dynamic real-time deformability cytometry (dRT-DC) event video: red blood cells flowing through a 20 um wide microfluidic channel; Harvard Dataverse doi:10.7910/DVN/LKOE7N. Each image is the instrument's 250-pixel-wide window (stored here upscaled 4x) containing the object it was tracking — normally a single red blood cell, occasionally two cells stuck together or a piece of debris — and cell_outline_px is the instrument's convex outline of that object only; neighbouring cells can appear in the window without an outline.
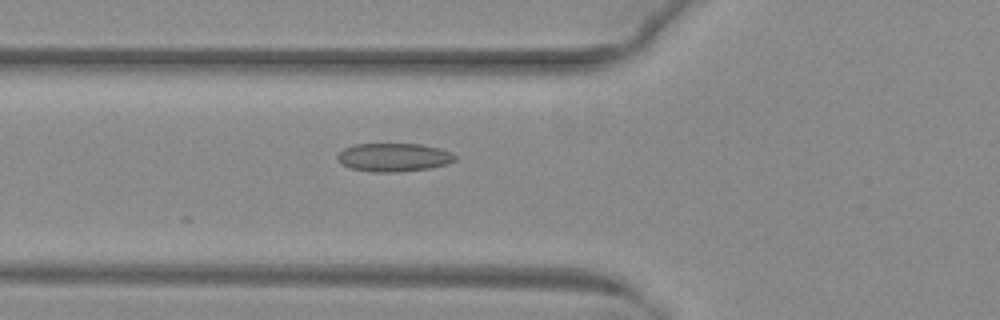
{"species": "common noctule bat (a hibernating species)", "species_latin": "Nyctalus noctula", "temperature_condition": "warm", "stored_images_in_passage": 52, "camera_frame_rate_fps": 3000, "um_per_image_px": 0.085, "animal": {"sex": "female", "body_mass_g": 29.2, "forearm_length_mm": 56.3}, "frame": {"image": 1, "passage_image": 20, "time_ms": 6.333, "image_size_px": [1000, 320], "cell_outline_px": [[456, 160], [448, 164], [428, 168], [400, 172], [376, 172], [352, 168], [344, 164], [336, 156], [344, 148], [356, 144], [420, 144], [440, 148], [456, 156]], "centroid_in_image_um": [33.5, 13.37], "position_along_channel_um": 92.3, "area_um2": 19.19}}
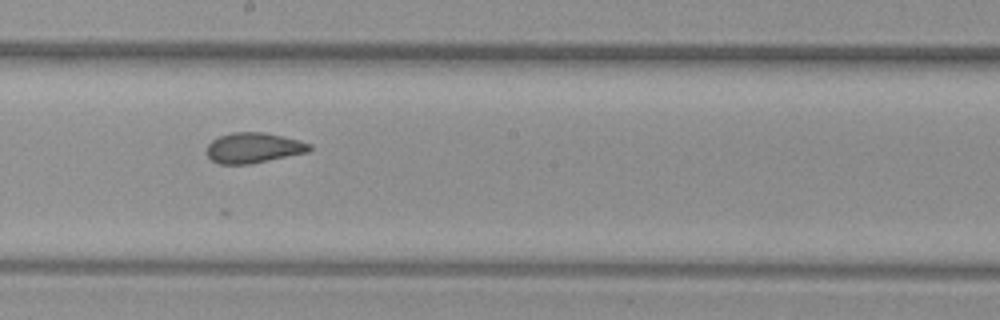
{"frame": {"image": 2, "passage_image": 30, "time_ms": 9.667, "image_size_px": [1000, 320], "cell_outline_px": [[312, 148], [308, 152], [252, 164], [220, 164], [212, 160], [208, 156], [208, 144], [212, 140], [220, 136], [232, 132], [264, 132], [312, 144]], "centroid_in_image_um": [21.55, 12.57], "position_along_channel_um": 226.6, "area_um2": 18.03}}
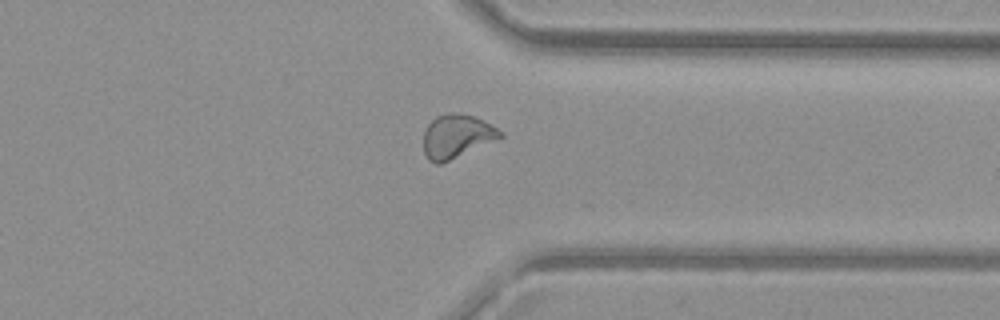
{"frame": {"image": 3, "passage_image": 41, "time_ms": 13.333, "image_size_px": [1000, 320], "cell_outline_px": [[504, 136], [440, 164], [436, 164], [428, 160], [424, 152], [424, 132], [428, 124], [436, 116], [452, 112], [472, 116], [484, 120], [504, 132]], "centroid_in_image_um": [38.81, 11.57], "position_along_channel_um": 372.6, "area_um2": 19.25}, "authors_computed_cell_mechanics": {"area_um2": 19.7098, "velocity_mm_per_s": 4.0135, "shape_relaxation_time_tau1_ms": null, "shape_relaxation_time_tau2_ms": 1.2172, "deformation_change_tau1": null, "deformation_change_tau2": 0.0705}}